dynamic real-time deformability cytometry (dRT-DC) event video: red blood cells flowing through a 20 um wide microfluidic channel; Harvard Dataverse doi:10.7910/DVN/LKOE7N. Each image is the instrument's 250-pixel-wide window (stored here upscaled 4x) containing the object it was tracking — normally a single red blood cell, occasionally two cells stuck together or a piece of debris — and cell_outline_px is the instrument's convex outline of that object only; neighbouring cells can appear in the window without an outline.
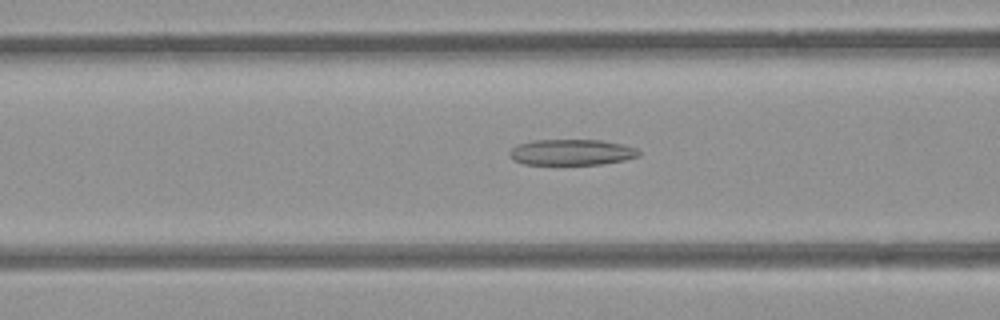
{"species": "common noctule bat (a hibernating species)", "species_latin": "Nyctalus noctula", "temperature_condition": "room temperature", "stored_images_in_passage": 50, "camera_frame_rate_fps": 3000, "um_per_image_px": 0.085, "animal": {"sex": "female", "body_mass_g": 21.9}, "frame": {"image": 1, "passage_image": 21, "time_ms": 6.667, "image_size_px": [1000, 320], "cell_outline_px": [[640, 156], [624, 160], [600, 164], [524, 164], [512, 160], [508, 156], [508, 152], [512, 148], [520, 144], [532, 140], [600, 140], [620, 144], [636, 148], [640, 152]], "centroid_in_image_um": [48.55, 12.94], "position_along_channel_um": 118.0, "area_um2": 19.42}}
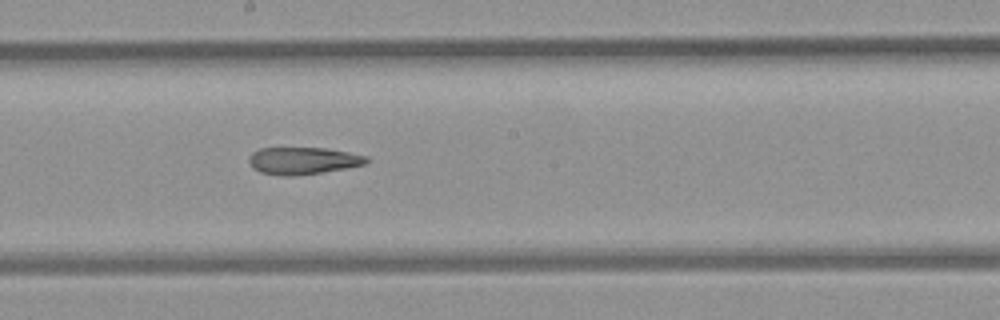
{"frame": {"image": 2, "passage_image": 29, "time_ms": 9.333, "image_size_px": [1000, 320], "cell_outline_px": [[368, 160], [364, 164], [324, 172], [288, 176], [280, 176], [260, 172], [252, 168], [248, 160], [248, 156], [252, 152], [260, 148], [328, 148], [368, 156]], "centroid_in_image_um": [25.71, 13.65], "position_along_channel_um": 222.5, "area_um2": 18.61}}
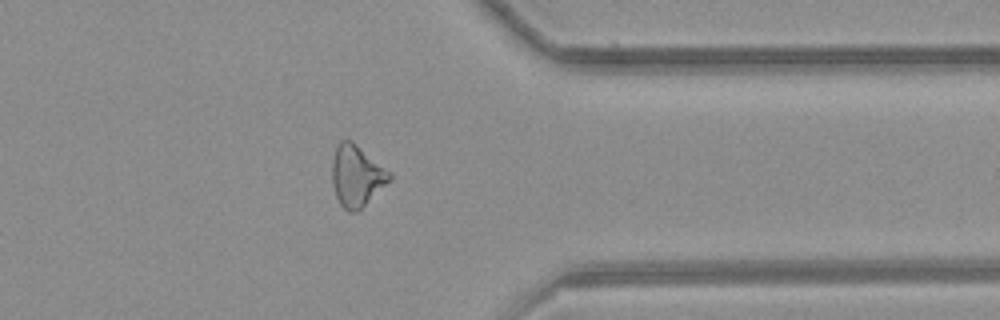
{"frame": {"image": 3, "passage_image": 42, "time_ms": 13.667, "image_size_px": [1000, 320], "cell_outline_px": [[392, 180], [356, 212], [348, 212], [340, 204], [336, 196], [332, 184], [332, 160], [336, 144], [340, 140], [352, 140], [392, 172]], "centroid_in_image_um": [30.32, 14.92], "position_along_channel_um": 381.1, "area_um2": 20.81}, "authors_computed_cell_mechanics": {"area_um2": 20.4034, "velocity_mm_per_s": 3.9019, "shape_relaxation_time_tau1_ms": null, "shape_relaxation_time_tau2_ms": 5.1496, "deformation_change_tau1": null, "deformation_change_tau2": 0.1698}}